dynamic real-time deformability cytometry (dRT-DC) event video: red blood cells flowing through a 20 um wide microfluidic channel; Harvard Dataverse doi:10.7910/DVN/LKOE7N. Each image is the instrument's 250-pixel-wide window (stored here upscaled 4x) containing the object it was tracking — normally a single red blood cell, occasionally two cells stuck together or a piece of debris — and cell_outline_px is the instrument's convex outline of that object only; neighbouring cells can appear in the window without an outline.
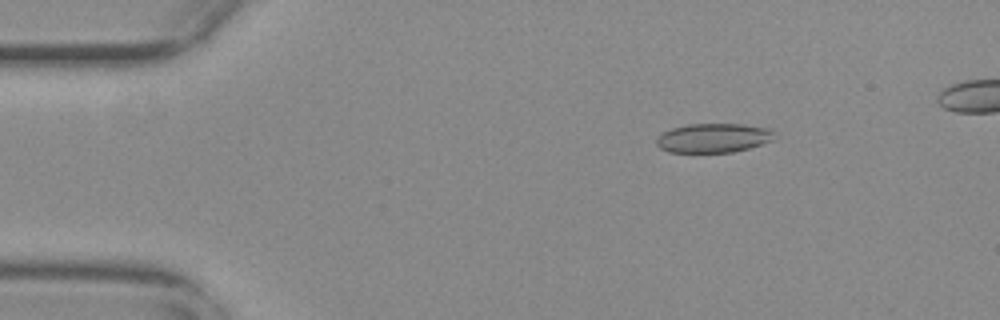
{"species": "common noctule bat (a hibernating species)", "species_latin": "Nyctalus noctula", "temperature_condition": "warm", "stored_images_in_passage": 50, "camera_frame_rate_fps": 3000, "um_per_image_px": 0.085, "animal": {"sex": "female", "body_mass_g": 29.2, "forearm_length_mm": 56.3}, "frame": {"image": 1, "passage_image": 6, "time_ms": 1.667, "image_size_px": [1000, 320], "cell_outline_px": [[776, 132], [772, 140], [748, 148], [732, 152], [668, 152], [660, 148], [656, 144], [656, 136], [672, 128], [688, 124], [744, 124], [772, 128]], "centroid_in_image_um": [60.64, 11.72], "position_along_channel_um": 24.4, "area_um2": 20.17}}
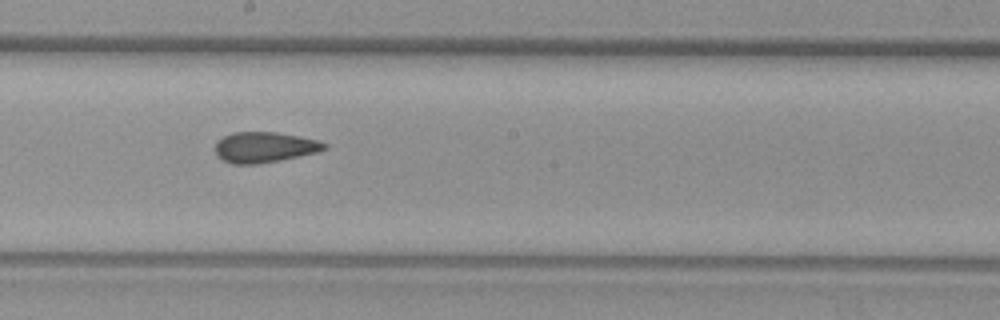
{"frame": {"image": 2, "passage_image": 28, "time_ms": 9.0, "image_size_px": [1000, 320], "cell_outline_px": [[328, 148], [320, 152], [260, 164], [232, 164], [216, 156], [212, 148], [216, 140], [232, 132], [276, 132], [300, 136], [320, 140], [328, 144]], "centroid_in_image_um": [22.47, 12.51], "position_along_channel_um": 225.7, "area_um2": 20.0}}
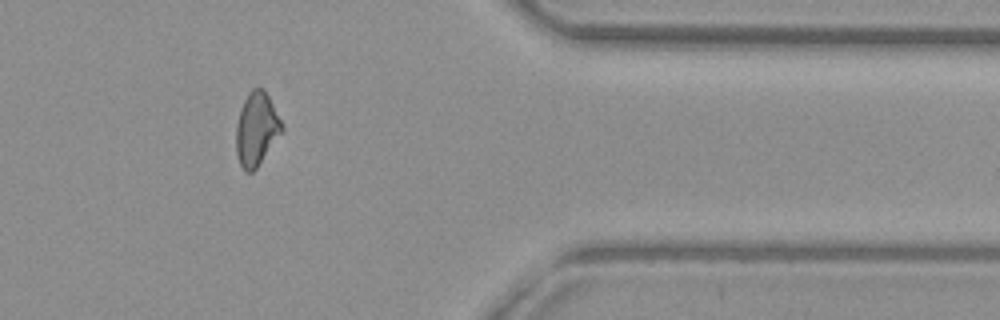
{"frame": {"image": 3, "passage_image": 43, "time_ms": 14.0, "image_size_px": [1000, 320], "cell_outline_px": [[284, 128], [256, 168], [252, 172], [244, 172], [240, 164], [236, 152], [236, 124], [240, 108], [248, 92], [252, 88], [264, 88], [284, 124]], "centroid_in_image_um": [21.79, 10.94], "position_along_channel_um": 389.6, "area_um2": 19.54}}